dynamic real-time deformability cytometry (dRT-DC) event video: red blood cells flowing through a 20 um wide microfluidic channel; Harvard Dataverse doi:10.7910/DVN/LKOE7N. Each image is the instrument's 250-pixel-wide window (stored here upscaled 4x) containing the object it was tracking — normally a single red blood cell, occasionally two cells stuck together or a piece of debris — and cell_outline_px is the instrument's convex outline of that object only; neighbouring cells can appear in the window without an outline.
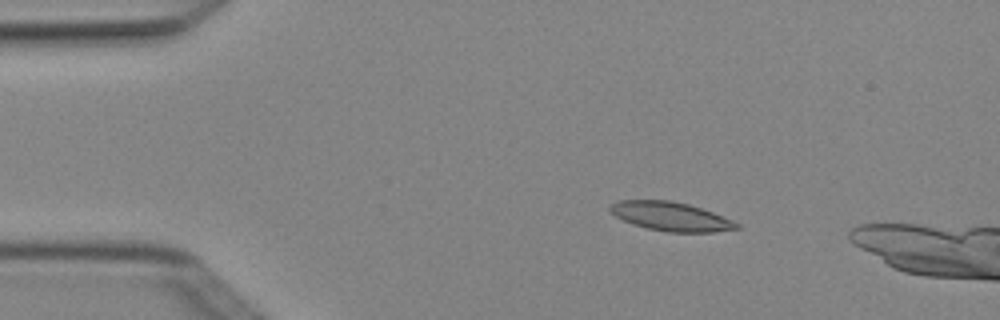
{"species": "Egyptian fruit bat (a non-hibernating species)", "species_latin": "Rousettus aegyptiacus", "temperature_condition": "cold", "stored_images_in_passage": 5, "camera_frame_rate_fps": 3000, "um_per_image_px": 0.085, "animal": {"sex": "female"}, "frame": {"image": 1, "passage_image": 3, "time_ms": 0.667, "image_size_px": [1000, 320], "cell_outline_px": [[740, 228], [716, 232], [668, 232], [648, 228], [632, 224], [616, 216], [608, 208], [612, 204], [620, 200], [672, 200], [688, 204], [712, 212], [732, 220], [740, 224]], "centroid_in_image_um": [57.04, 18.4], "position_along_channel_um": 28.0, "area_um2": 21.15}}